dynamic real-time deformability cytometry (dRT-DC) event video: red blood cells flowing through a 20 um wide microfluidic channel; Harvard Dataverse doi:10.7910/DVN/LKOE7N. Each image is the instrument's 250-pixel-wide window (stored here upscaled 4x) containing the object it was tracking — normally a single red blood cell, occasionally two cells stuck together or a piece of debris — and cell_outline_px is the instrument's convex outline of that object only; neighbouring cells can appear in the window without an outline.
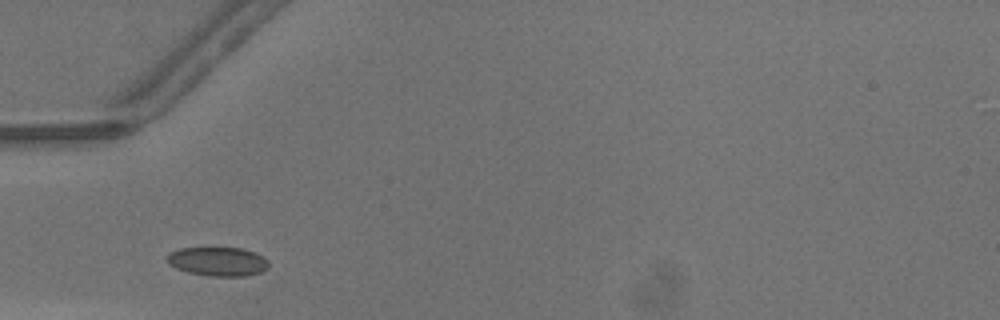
{"species": "common noctule bat (a hibernating species)", "species_latin": "Nyctalus noctula", "temperature_condition": "warm", "stored_images_in_passage": 26, "camera_frame_rate_fps": 3000, "um_per_image_px": 0.085, "animal": {"sex": "male", "body_mass_g": 13.3}, "frame": {"image": 1, "passage_image": 3, "time_ms": 0.667, "image_size_px": [1000, 320], "cell_outline_px": [[268, 268], [260, 272], [244, 276], [208, 276], [188, 272], [176, 268], [168, 264], [164, 260], [168, 252], [180, 248], [244, 248], [256, 252], [264, 256], [268, 260]], "centroid_in_image_um": [18.49, 22.22], "position_along_channel_um": 66.5, "area_um2": 17.46}}
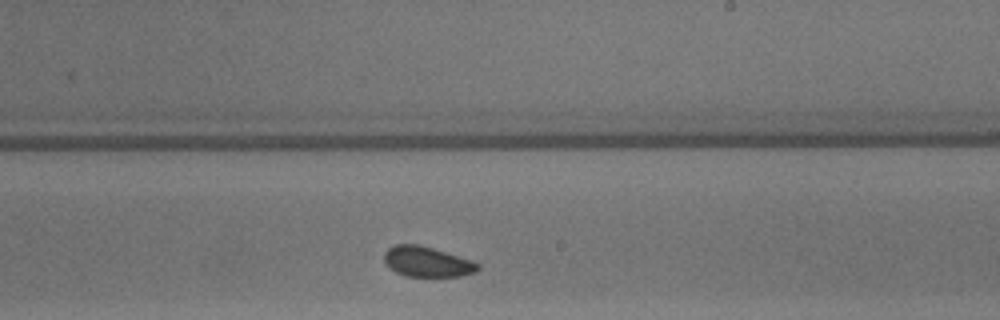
{"frame": {"image": 2, "passage_image": 16, "time_ms": 5.0, "image_size_px": [1000, 320], "cell_outline_px": [[480, 268], [476, 272], [460, 276], [404, 276], [388, 268], [384, 264], [384, 252], [392, 244], [420, 244], [472, 260], [480, 264]], "centroid_in_image_um": [36.27, 22.24], "position_along_channel_um": 252.7, "area_um2": 16.76}}
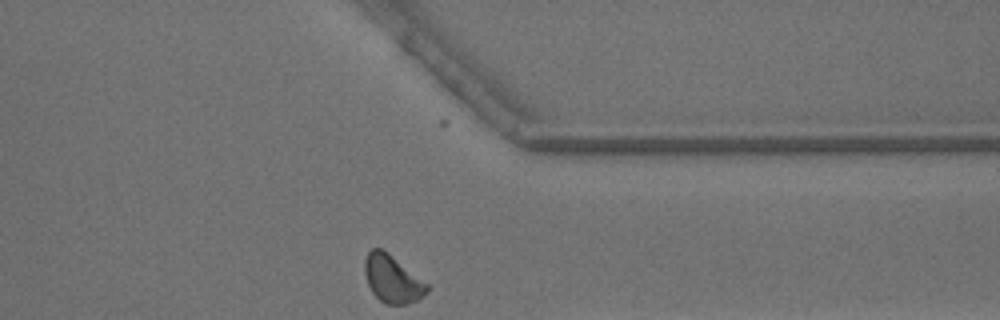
{"frame": {"image": 3, "passage_image": 25, "time_ms": 8.0, "image_size_px": [1000, 320], "cell_outline_px": [[432, 288], [424, 296], [408, 304], [384, 304], [372, 292], [368, 284], [364, 272], [364, 260], [368, 252], [372, 248], [380, 248], [388, 252], [428, 284]], "centroid_in_image_um": [33.36, 23.72], "position_along_channel_um": 378.0, "area_um2": 17.34}, "authors_computed_cell_mechanics": {"area_um2": 16.8776, "velocity_mm_per_s": 4.3129, "shape_relaxation_time_tau1_ms": null, "shape_relaxation_time_tau2_ms": 2.4742, "deformation_change_tau1": null, "deformation_change_tau2": 0.0658}}